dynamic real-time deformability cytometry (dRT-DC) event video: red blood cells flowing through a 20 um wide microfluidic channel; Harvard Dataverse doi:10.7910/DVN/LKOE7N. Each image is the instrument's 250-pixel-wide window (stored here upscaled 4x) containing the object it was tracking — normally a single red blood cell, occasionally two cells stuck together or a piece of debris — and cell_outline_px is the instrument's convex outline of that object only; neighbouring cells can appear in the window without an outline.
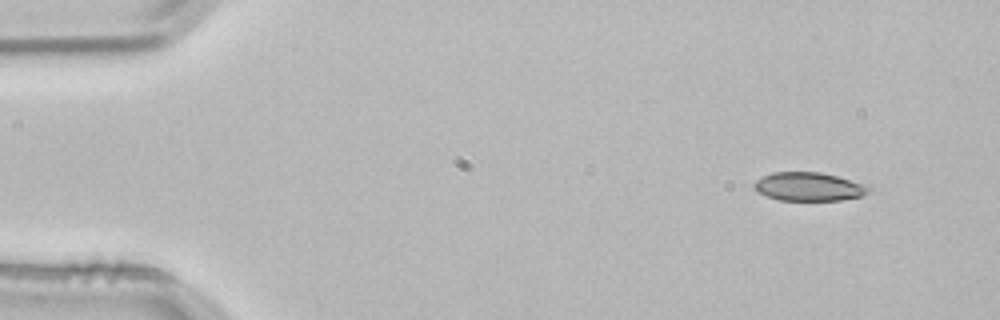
{"species": "common noctule bat (a hibernating species)", "species_latin": "Nyctalus noctula", "temperature_condition": "room temperature", "stored_images_in_passage": 3, "camera_frame_rate_fps": 3000, "um_per_image_px": 0.085, "animal": {"sex": "male", "body_mass_g": 21.5, "forearm_length_mm": 52.0}, "frame": {"image": 1, "passage_image": 1, "time_ms": 0.0, "image_size_px": [1000, 320], "cell_outline_px": [[872, 188], [868, 192], [860, 196], [840, 200], [780, 200], [768, 196], [760, 192], [752, 184], [756, 180], [772, 172], [820, 172], [868, 184]], "centroid_in_image_um": [68.79, 15.86], "position_along_channel_um": 16.2, "area_um2": 18.9}}
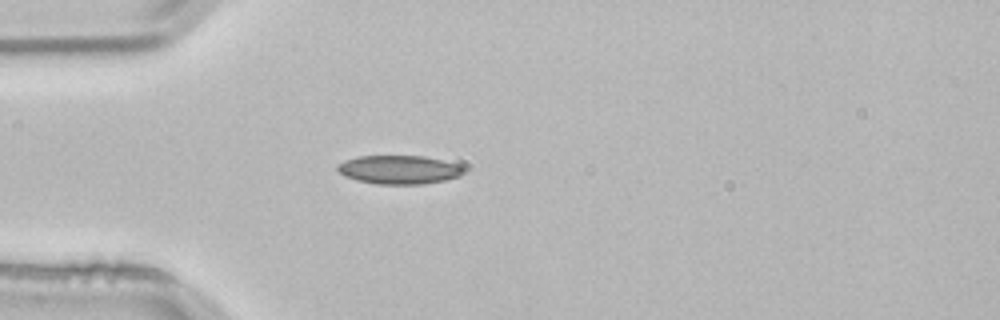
{"frame": {"image": 2, "passage_image": 3, "time_ms": 0.667, "image_size_px": [1000, 320], "cell_outline_px": [[464, 172], [460, 176], [444, 180], [424, 184], [376, 184], [356, 180], [344, 176], [336, 168], [336, 164], [344, 160], [356, 156], [424, 156], [456, 164], [464, 168]], "centroid_in_image_um": [33.87, 14.42], "position_along_channel_um": 51.1, "area_um2": 21.1}}